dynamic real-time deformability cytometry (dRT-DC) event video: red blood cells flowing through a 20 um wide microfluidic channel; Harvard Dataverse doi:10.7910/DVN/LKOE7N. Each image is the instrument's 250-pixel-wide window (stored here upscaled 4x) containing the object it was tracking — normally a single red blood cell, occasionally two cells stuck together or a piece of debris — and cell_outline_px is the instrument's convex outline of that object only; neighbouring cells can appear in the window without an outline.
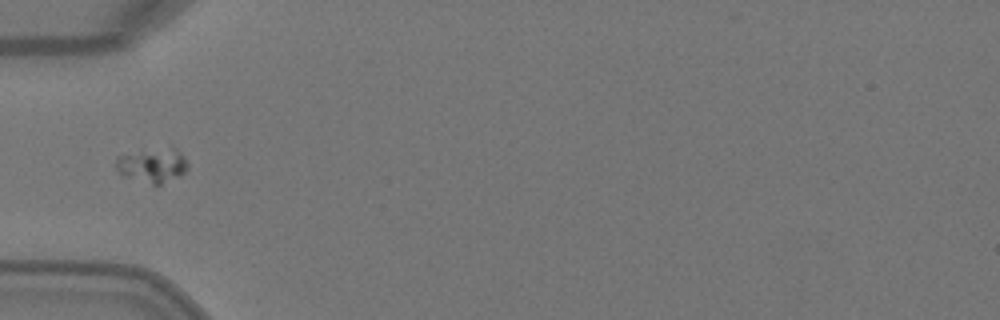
{"species": "Egyptian fruit bat (a non-hibernating species)", "species_latin": "Rousettus aegyptiacus", "temperature_condition": "warm", "stored_images_in_passage": 1, "camera_frame_rate_fps": 3000, "um_per_image_px": 0.085, "animal": {"sex": "female"}, "frame": {"image": 1, "passage_image": 1, "time_ms": 0.0, "image_size_px": [1000, 320], "cell_outline_px": [[188, 168], [180, 176], [160, 184], [152, 184], [120, 176], [116, 168], [116, 156], [172, 144], [184, 156], [188, 164]], "centroid_in_image_um": [12.97, 14.01], "position_along_channel_um": 72.0, "area_um2": 14.85}}